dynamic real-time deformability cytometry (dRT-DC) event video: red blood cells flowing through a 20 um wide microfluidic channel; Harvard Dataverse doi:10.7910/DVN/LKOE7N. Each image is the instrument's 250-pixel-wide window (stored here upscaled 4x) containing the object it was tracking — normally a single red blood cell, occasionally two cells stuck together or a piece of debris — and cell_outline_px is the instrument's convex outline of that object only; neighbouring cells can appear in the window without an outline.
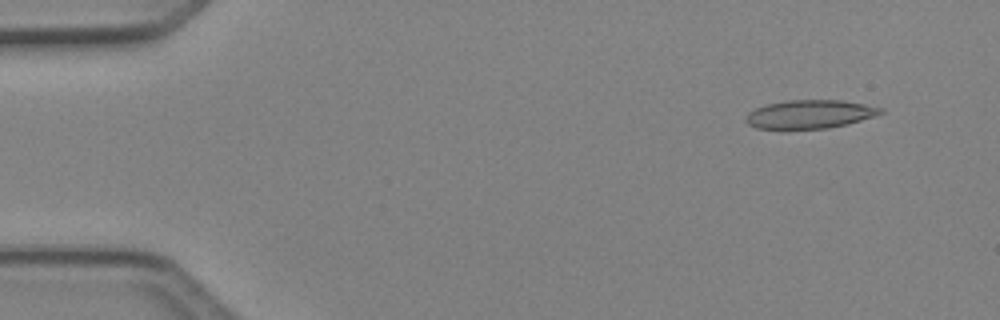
{"species": "Egyptian fruit bat (a non-hibernating species)", "species_latin": "Rousettus aegyptiacus", "temperature_condition": "cold", "stored_images_in_passage": 49, "camera_frame_rate_fps": 3000, "um_per_image_px": 0.085, "animal": {"sex": "female"}, "frame": {"image": 1, "passage_image": 4, "time_ms": 1.0, "image_size_px": [1000, 320], "cell_outline_px": [[884, 112], [848, 124], [828, 128], [756, 128], [748, 124], [744, 120], [744, 116], [748, 112], [764, 104], [788, 100], [840, 100], [864, 104], [884, 108]], "centroid_in_image_um": [68.79, 9.69], "position_along_channel_um": 16.2, "area_um2": 22.25}}
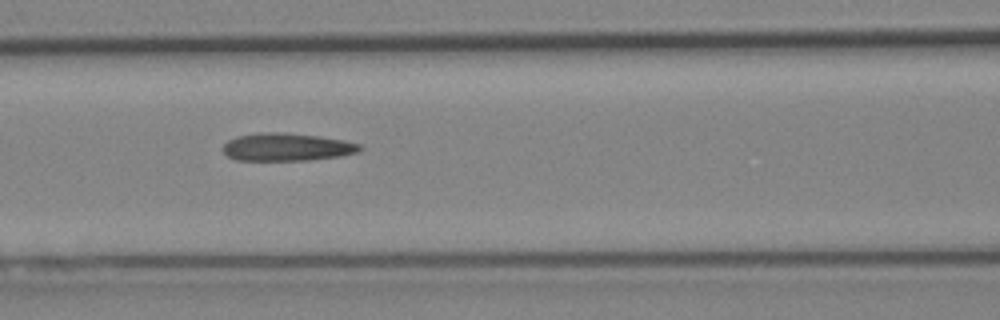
{"frame": {"image": 2, "passage_image": 21, "time_ms": 6.667, "image_size_px": [1000, 320], "cell_outline_px": [[364, 148], [356, 152], [340, 156], [308, 160], [236, 160], [228, 156], [224, 152], [224, 144], [228, 140], [236, 136], [260, 132], [284, 132], [320, 136], [344, 140], [360, 144]], "centroid_in_image_um": [24.38, 12.49], "position_along_channel_um": 142.2, "area_um2": 22.2}}
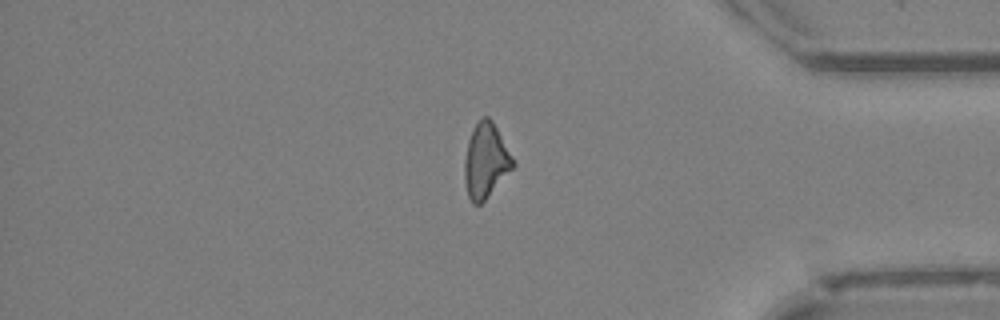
{"frame": {"image": 3, "passage_image": 41, "time_ms": 13.333, "image_size_px": [1000, 320], "cell_outline_px": [[516, 164], [484, 200], [480, 204], [472, 204], [468, 196], [464, 180], [464, 160], [468, 140], [472, 128], [480, 116], [488, 116], [492, 120], [512, 156]], "centroid_in_image_um": [41.26, 13.63], "position_along_channel_um": 393.9, "area_um2": 20.98}, "authors_computed_cell_mechanics": {"area_um2": 21.964, "velocity_mm_per_s": 4.1426, "shape_relaxation_time_tau1_ms": null, "shape_relaxation_time_tau2_ms": 5.9025, "deformation_change_tau1": null, "deformation_change_tau2": 0.1782}}